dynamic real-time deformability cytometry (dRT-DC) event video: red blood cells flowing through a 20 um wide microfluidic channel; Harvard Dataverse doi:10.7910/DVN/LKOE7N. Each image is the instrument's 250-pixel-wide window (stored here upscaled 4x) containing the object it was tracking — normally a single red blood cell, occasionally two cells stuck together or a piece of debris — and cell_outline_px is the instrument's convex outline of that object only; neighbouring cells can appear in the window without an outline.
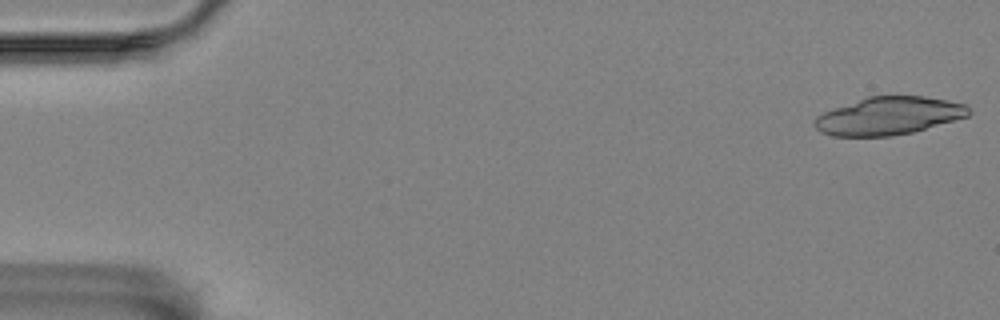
{"species": "Egyptian fruit bat (a non-hibernating species)", "species_latin": "Rousettus aegyptiacus", "temperature_condition": "room temperature", "stored_images_in_passage": 20, "camera_frame_rate_fps": 3000, "um_per_image_px": 0.085, "animal": {"sex": "female"}, "frame": {"image": 1, "passage_image": 1, "time_ms": 0.0, "image_size_px": [1000, 320], "cell_outline_px": [[972, 112], [968, 116], [912, 132], [892, 136], [832, 136], [820, 132], [816, 128], [812, 120], [816, 116], [824, 112], [868, 96], [924, 96], [964, 104]], "centroid_in_image_um": [75.5, 9.86], "position_along_channel_um": 9.5, "area_um2": 33.7}}